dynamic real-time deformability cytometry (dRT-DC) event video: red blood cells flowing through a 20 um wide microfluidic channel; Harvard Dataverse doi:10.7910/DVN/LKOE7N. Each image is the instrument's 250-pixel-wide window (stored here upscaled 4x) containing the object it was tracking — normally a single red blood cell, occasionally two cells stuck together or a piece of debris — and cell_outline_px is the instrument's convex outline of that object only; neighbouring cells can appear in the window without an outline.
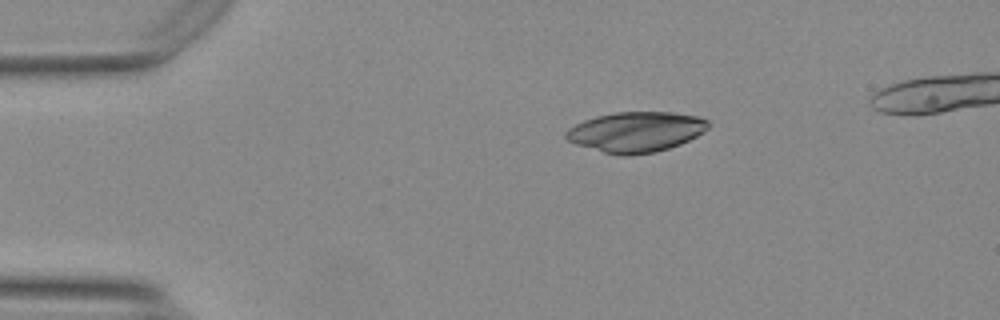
{"species": "Egyptian fruit bat (a non-hibernating species)", "species_latin": "Rousettus aegyptiacus", "temperature_condition": "warm", "stored_images_in_passage": 43, "camera_frame_rate_fps": 3000, "um_per_image_px": 0.085, "animal": {"sex": "female"}, "frame": {"image": 1, "passage_image": 1, "time_ms": 0.0, "image_size_px": [1000, 320], "cell_outline_px": [[704, 120], [700, 132], [676, 144], [664, 148], [648, 152], [608, 152], [584, 144], [576, 140], [576, 128], [592, 120], [604, 116], [628, 112], [656, 112], [688, 116]], "centroid_in_image_um": [54.2, 11.18], "position_along_channel_um": 30.8, "area_um2": 28.38}}
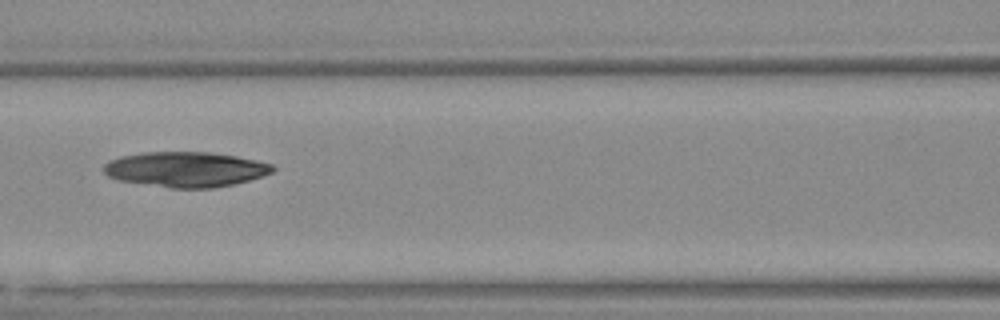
{"frame": {"image": 2, "passage_image": 15, "time_ms": 4.667, "image_size_px": [1000, 320], "cell_outline_px": [[272, 168], [268, 172], [244, 180], [224, 184], [168, 184], [132, 180], [116, 176], [108, 172], [108, 164], [116, 160], [132, 156], [172, 152], [184, 152], [228, 156], [264, 164]], "centroid_in_image_um": [15.83, 14.33], "position_along_channel_um": 150.8, "area_um2": 28.67}}
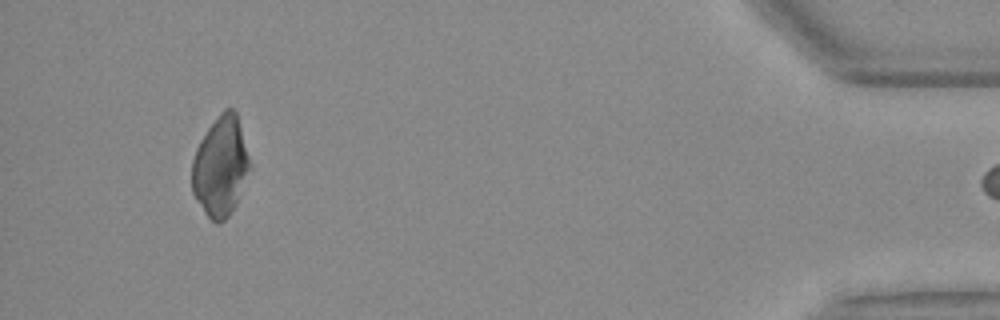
{"frame": {"image": 3, "passage_image": 42, "time_ms": 13.667, "image_size_px": [1000, 320], "cell_outline_px": [[244, 168], [224, 216], [220, 220], [216, 220], [204, 208], [196, 196], [192, 188], [192, 168], [196, 152], [200, 144], [208, 132], [220, 116], [224, 112], [232, 112], [236, 116], [244, 152]], "centroid_in_image_um": [18.59, 14.08], "position_along_channel_um": 416.6, "area_um2": 27.74}}